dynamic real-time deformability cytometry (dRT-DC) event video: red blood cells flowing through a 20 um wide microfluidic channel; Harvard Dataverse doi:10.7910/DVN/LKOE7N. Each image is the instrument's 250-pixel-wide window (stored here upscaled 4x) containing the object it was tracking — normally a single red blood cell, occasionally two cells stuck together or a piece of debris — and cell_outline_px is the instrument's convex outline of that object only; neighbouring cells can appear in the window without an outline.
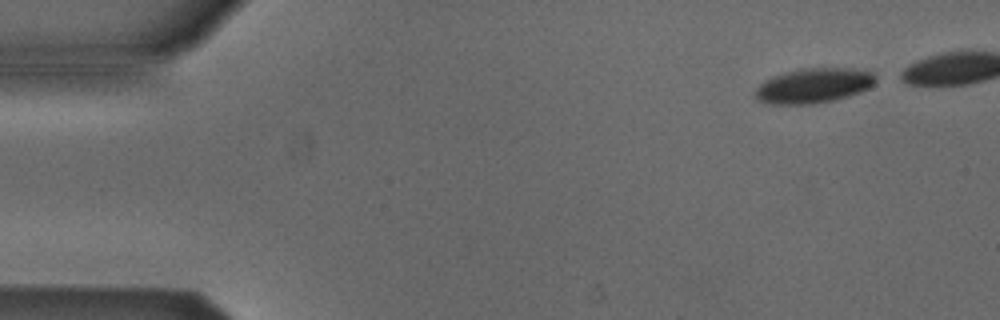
{"species": "Egyptian fruit bat (a non-hibernating species)", "species_latin": "Rousettus aegyptiacus", "temperature_condition": "cold", "stored_images_in_passage": 5, "camera_frame_rate_fps": 3000, "um_per_image_px": 0.085, "animal": {"sex": "male"}, "frame": {"image": 1, "passage_image": 1, "time_ms": 0.0, "image_size_px": [1000, 320], "cell_outline_px": [[876, 80], [868, 88], [860, 92], [848, 96], [832, 100], [812, 104], [772, 104], [756, 100], [756, 88], [764, 80], [772, 76], [784, 72], [800, 68], [852, 68], [872, 72], [876, 76]], "centroid_in_image_um": [69.14, 7.27], "position_along_channel_um": 15.9, "area_um2": 24.45}}